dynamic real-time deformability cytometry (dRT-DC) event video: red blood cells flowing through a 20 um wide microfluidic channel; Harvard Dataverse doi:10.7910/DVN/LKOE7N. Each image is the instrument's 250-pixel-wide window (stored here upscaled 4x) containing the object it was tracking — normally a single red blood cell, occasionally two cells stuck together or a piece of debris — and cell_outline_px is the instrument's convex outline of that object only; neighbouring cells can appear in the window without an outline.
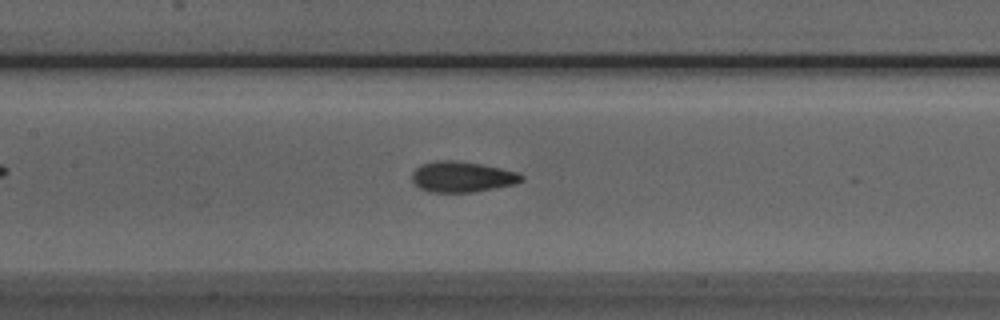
{"species": "Egyptian fruit bat (a non-hibernating species)", "species_latin": "Rousettus aegyptiacus", "temperature_condition": "room temperature", "stored_images_in_passage": 34, "camera_frame_rate_fps": 3000, "um_per_image_px": 0.085, "animal": {"sex": "male"}, "frame": {"image": 1, "passage_image": 17, "time_ms": 5.333, "image_size_px": [1000, 320], "cell_outline_px": [[524, 180], [516, 184], [472, 192], [428, 192], [420, 188], [412, 180], [412, 172], [420, 164], [436, 160], [456, 160], [480, 164], [500, 168], [516, 172], [524, 176]], "centroid_in_image_um": [39.26, 15.02], "position_along_channel_um": 168.1, "area_um2": 19.59}}
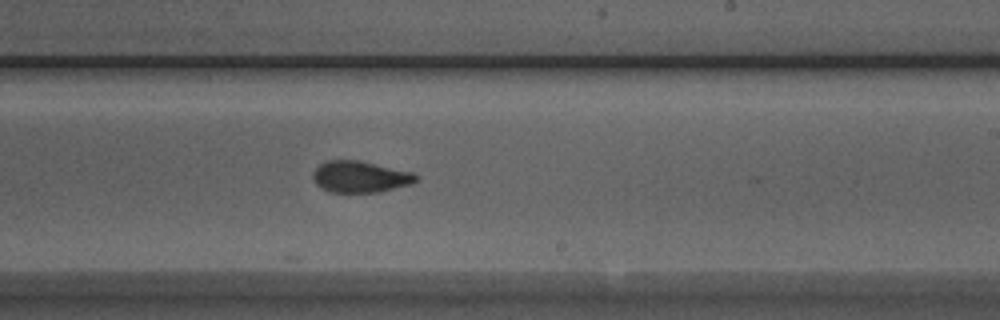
{"frame": {"image": 2, "passage_image": 24, "time_ms": 7.667, "image_size_px": [1000, 320], "cell_outline_px": [[416, 180], [412, 184], [380, 192], [328, 192], [320, 188], [316, 184], [312, 176], [312, 172], [324, 160], [360, 160], [412, 172], [416, 176]], "centroid_in_image_um": [30.57, 15.02], "position_along_channel_um": 258.4, "area_um2": 19.02}}
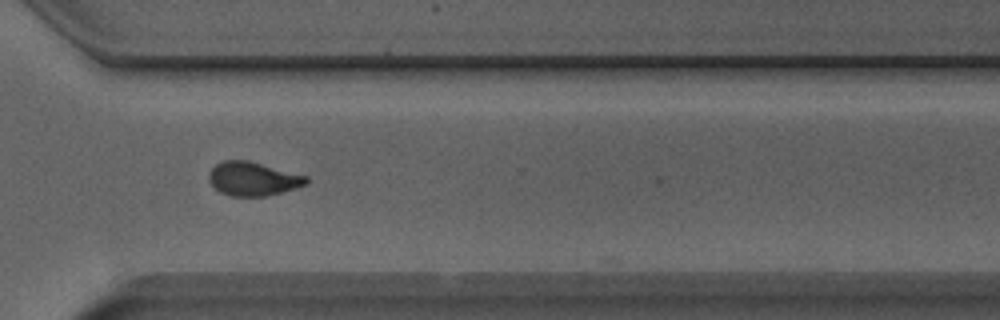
{"frame": {"image": 3, "passage_image": 31, "time_ms": 10.0, "image_size_px": [1000, 320], "cell_outline_px": [[308, 184], [268, 196], [232, 196], [220, 192], [208, 180], [208, 172], [216, 164], [224, 160], [248, 160], [308, 176]], "centroid_in_image_um": [21.5, 15.19], "position_along_channel_um": 349.1, "area_um2": 19.19}}